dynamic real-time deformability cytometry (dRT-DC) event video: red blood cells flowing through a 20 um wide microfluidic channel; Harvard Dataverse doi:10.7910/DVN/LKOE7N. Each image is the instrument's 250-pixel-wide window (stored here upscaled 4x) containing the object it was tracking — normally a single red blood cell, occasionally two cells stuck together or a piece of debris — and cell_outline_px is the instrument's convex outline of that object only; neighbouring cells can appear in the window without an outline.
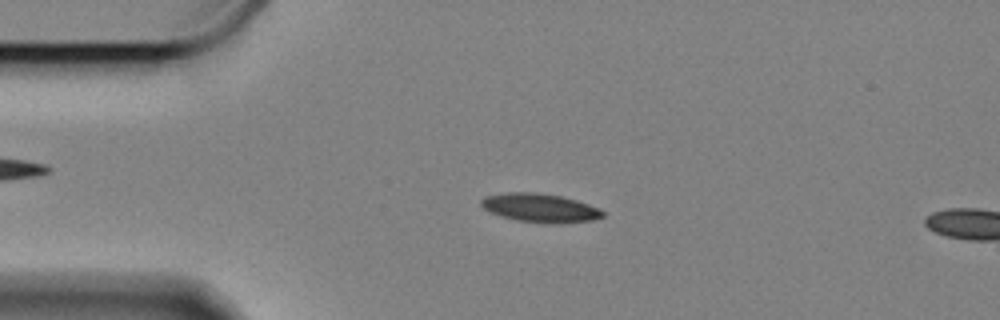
{"species": "Egyptian fruit bat (a non-hibernating species)", "species_latin": "Rousettus aegyptiacus", "temperature_condition": "cold", "stored_images_in_passage": 16, "camera_frame_rate_fps": 3000, "um_per_image_px": 0.085, "animal": {"sex": "female"}, "frame": {"image": 1, "passage_image": 12, "time_ms": 3.667, "image_size_px": [1000, 320], "cell_outline_px": [[604, 216], [592, 220], [560, 224], [544, 224], [516, 220], [500, 216], [484, 208], [480, 204], [480, 200], [484, 196], [508, 192], [536, 192], [560, 196], [576, 200], [588, 204], [604, 212]], "centroid_in_image_um": [45.88, 17.68], "position_along_channel_um": 39.1, "area_um2": 20.4}}